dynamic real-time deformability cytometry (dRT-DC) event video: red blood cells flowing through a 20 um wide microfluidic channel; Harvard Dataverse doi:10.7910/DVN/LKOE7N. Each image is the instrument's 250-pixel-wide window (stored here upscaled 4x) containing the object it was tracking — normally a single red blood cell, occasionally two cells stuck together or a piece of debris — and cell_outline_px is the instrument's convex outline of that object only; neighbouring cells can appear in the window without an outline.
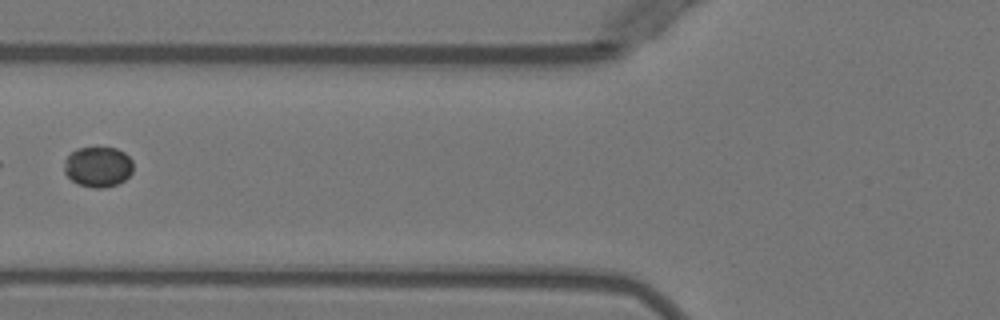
{"species": "Egyptian fruit bat (a non-hibernating species)", "species_latin": "Rousettus aegyptiacus", "temperature_condition": "warm", "stored_images_in_passage": 2, "camera_frame_rate_fps": 3000, "um_per_image_px": 0.085, "animal": {"sex": "female"}, "frame": {"image": 1, "passage_image": 2, "time_ms": 1.333, "image_size_px": [1000, 320], "cell_outline_px": [[132, 172], [124, 180], [116, 184], [104, 188], [96, 188], [80, 184], [72, 180], [64, 172], [64, 160], [76, 148], [116, 148], [124, 152], [132, 160]], "centroid_in_image_um": [8.33, 14.17], "position_along_channel_um": 117.5, "area_um2": 16.07}}